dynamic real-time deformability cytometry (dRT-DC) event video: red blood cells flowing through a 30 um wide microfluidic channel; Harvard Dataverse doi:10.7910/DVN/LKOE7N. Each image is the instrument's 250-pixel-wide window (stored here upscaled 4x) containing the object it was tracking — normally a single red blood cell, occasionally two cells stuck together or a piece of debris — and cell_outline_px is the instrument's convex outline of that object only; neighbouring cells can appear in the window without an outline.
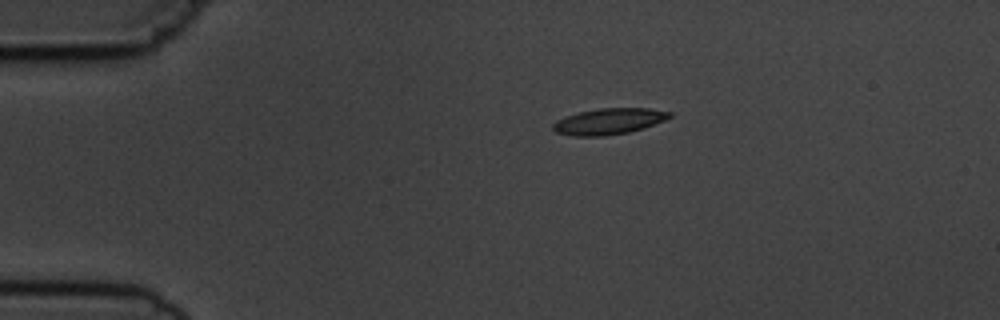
{"species": "common noctule bat (a hibernating species)", "species_latin": "Nyctalus noctula", "temperature_condition": "cold", "stored_images_in_passage": 7, "camera_frame_rate_fps": 3000, "um_per_image_px": 0.085, "animal": {"sex": "male", "body_mass_g": 19.5, "forearm_length_mm": 54.6}, "frame": {"image": 1, "passage_image": 2, "time_ms": 1.333, "image_size_px": [1000, 320], "cell_outline_px": [[672, 116], [664, 120], [644, 128], [628, 132], [604, 136], [572, 136], [556, 132], [552, 128], [552, 124], [556, 120], [580, 112], [600, 108], [648, 108], [672, 112]], "centroid_in_image_um": [51.76, 10.32], "position_along_channel_um": 33.2, "area_um2": 17.63}}
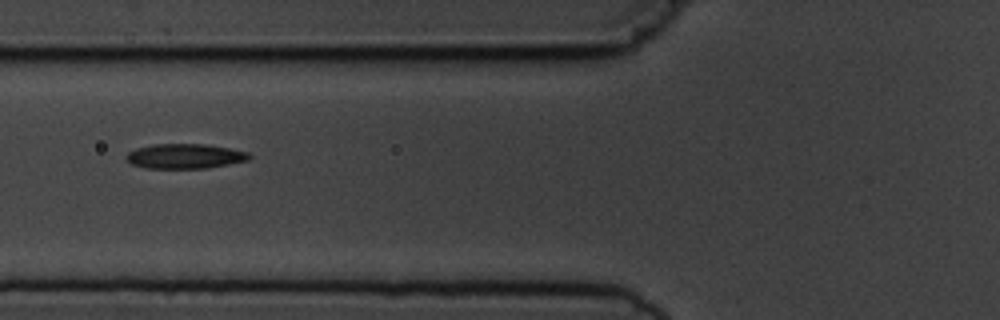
{"frame": {"image": 2, "passage_image": 5, "time_ms": 4.667, "image_size_px": [1000, 320], "cell_outline_px": [[252, 156], [248, 160], [208, 168], [144, 168], [132, 164], [124, 156], [128, 152], [136, 148], [152, 144], [208, 144], [248, 152]], "centroid_in_image_um": [15.7, 13.27], "position_along_channel_um": 110.1, "area_um2": 17.8}}
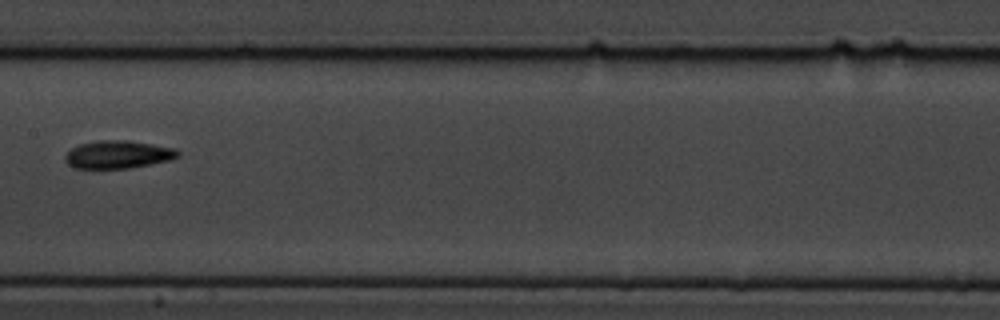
{"frame": {"image": 3, "passage_image": 7, "time_ms": 7.0, "image_size_px": [1000, 320], "cell_outline_px": [[180, 156], [172, 160], [152, 164], [128, 168], [76, 168], [68, 164], [64, 160], [64, 156], [72, 148], [80, 144], [100, 140], [128, 140], [176, 148], [180, 152]], "centroid_in_image_um": [10.07, 13.13], "position_along_channel_um": 197.3, "area_um2": 18.38}}